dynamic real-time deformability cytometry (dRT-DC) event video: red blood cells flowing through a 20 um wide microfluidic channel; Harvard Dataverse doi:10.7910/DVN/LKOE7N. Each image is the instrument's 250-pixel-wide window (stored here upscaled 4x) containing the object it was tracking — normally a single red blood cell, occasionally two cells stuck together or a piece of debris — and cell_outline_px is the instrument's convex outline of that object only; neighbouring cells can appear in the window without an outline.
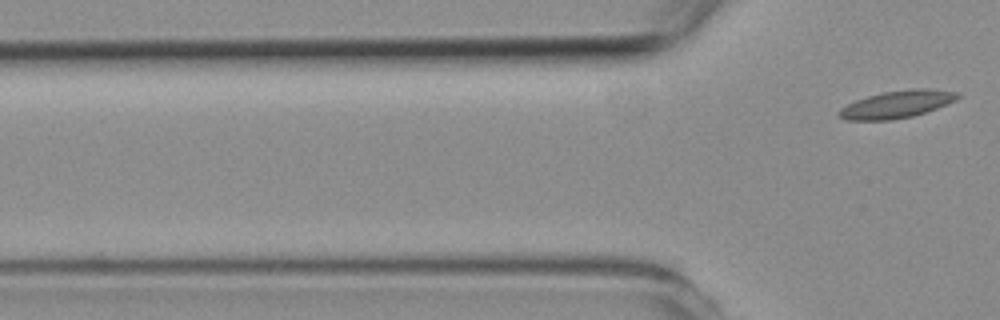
{"species": "common noctule bat (a hibernating species)", "species_latin": "Nyctalus noctula", "temperature_condition": "room temperature", "stored_images_in_passage": 5, "segment_of_instrument_passage": [2, 2], "camera_frame_rate_fps": 3000, "um_per_image_px": 0.085, "animal": {"sex": "female", "body_mass_g": 19.3, "forearm_length_mm": 54.1}, "frame": {"image": 1, "passage_image": 5, "time_ms": 4.667, "image_size_px": [1000, 320], "cell_outline_px": [[960, 96], [956, 100], [936, 108], [912, 116], [892, 120], [844, 120], [836, 116], [836, 112], [840, 108], [856, 100], [868, 96], [884, 92], [912, 88], [928, 88], [956, 92]], "centroid_in_image_um": [76.18, 8.87], "position_along_channel_um": 49.6, "area_um2": 18.9}}